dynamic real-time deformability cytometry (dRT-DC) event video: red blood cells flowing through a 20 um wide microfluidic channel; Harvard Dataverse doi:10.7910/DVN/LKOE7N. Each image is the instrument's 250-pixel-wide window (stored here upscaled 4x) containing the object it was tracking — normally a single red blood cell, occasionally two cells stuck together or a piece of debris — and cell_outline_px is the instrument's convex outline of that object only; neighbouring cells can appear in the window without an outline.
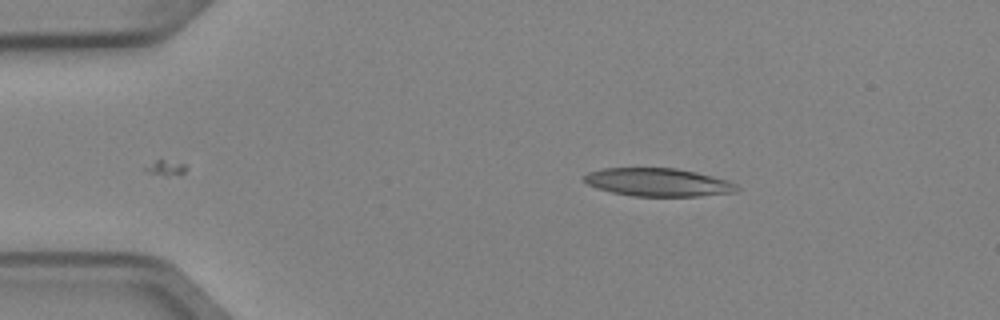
{"species": "Egyptian fruit bat (a non-hibernating species)", "species_latin": "Rousettus aegyptiacus", "temperature_condition": "cold", "stored_images_in_passage": 5, "camera_frame_rate_fps": 3000, "um_per_image_px": 0.085, "animal": {"sex": "female"}, "frame": {"image": 1, "passage_image": 5, "time_ms": 1.333, "image_size_px": [1000, 320], "cell_outline_px": [[740, 188], [736, 192], [700, 196], [632, 196], [612, 192], [588, 184], [584, 180], [584, 176], [588, 172], [604, 168], [676, 168], [696, 172], [728, 180], [736, 184]], "centroid_in_image_um": [55.98, 15.49], "position_along_channel_um": 29.0, "area_um2": 24.91}}